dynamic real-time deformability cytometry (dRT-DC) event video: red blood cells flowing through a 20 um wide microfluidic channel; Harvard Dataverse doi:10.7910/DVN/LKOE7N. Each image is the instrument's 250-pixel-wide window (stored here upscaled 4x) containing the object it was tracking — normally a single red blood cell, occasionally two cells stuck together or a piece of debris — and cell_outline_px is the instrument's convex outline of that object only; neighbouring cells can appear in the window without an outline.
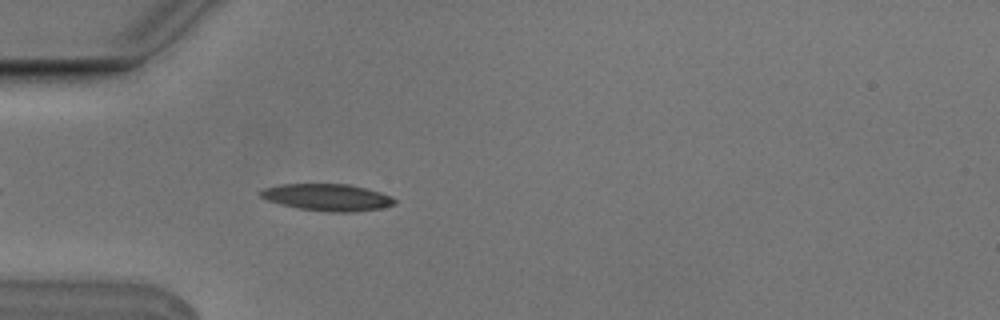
{"species": "Egyptian fruit bat (a non-hibernating species)", "species_latin": "Rousettus aegyptiacus", "temperature_condition": "cold", "stored_images_in_passage": 3, "camera_frame_rate_fps": 3000, "um_per_image_px": 0.085, "animal": {"sex": "male"}, "frame": {"image": 1, "passage_image": 3, "time_ms": 0.667, "image_size_px": [1000, 320], "cell_outline_px": [[396, 204], [380, 208], [352, 212], [328, 212], [300, 208], [280, 204], [268, 200], [260, 196], [256, 192], [264, 188], [284, 184], [348, 184], [380, 192], [392, 196], [396, 200]], "centroid_in_image_um": [27.82, 16.77], "position_along_channel_um": 57.2, "area_um2": 20.92}}